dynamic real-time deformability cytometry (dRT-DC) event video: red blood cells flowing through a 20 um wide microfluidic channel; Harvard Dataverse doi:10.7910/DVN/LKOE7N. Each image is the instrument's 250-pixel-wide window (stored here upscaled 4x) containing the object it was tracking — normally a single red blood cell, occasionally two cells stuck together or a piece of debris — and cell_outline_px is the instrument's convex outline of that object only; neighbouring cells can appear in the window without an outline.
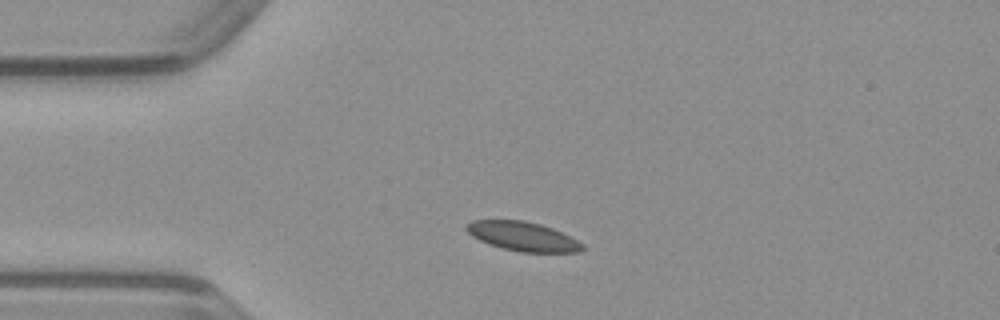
{"species": "common noctule bat (a hibernating species)", "species_latin": "Nyctalus noctula", "temperature_condition": "warm", "stored_images_in_passage": 39, "camera_frame_rate_fps": 3000, "um_per_image_px": 0.085, "animal": {"sex": "male", "body_mass_g": 23.1, "forearm_length_mm": 52.7}, "frame": {"image": 1, "passage_image": 1, "time_ms": 0.0, "image_size_px": [1000, 320], "cell_outline_px": [[584, 248], [580, 252], [520, 252], [500, 248], [488, 244], [472, 236], [464, 228], [464, 224], [472, 220], [524, 220], [540, 224], [552, 228], [584, 244]], "centroid_in_image_um": [44.39, 20.09], "position_along_channel_um": 40.6, "area_um2": 19.77}}
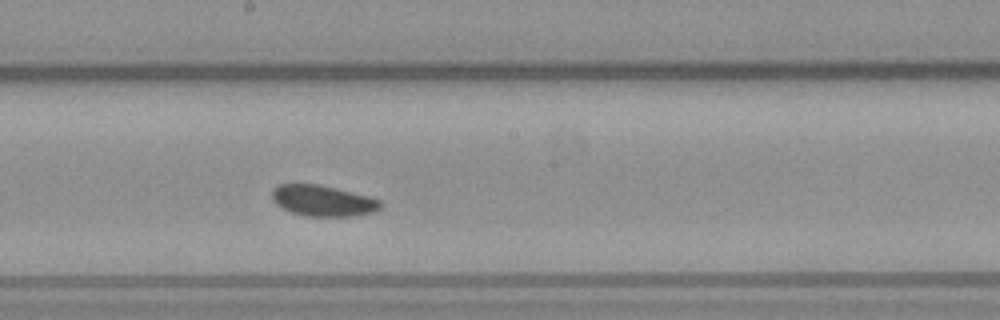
{"frame": {"image": 2, "passage_image": 16, "time_ms": 5.0, "image_size_px": [1000, 320], "cell_outline_px": [[384, 204], [376, 212], [352, 216], [304, 216], [292, 212], [276, 204], [272, 200], [272, 188], [280, 184], [320, 184], [368, 196], [380, 200]], "centroid_in_image_um": [27.46, 17.06], "position_along_channel_um": 220.7, "area_um2": 19.65}}
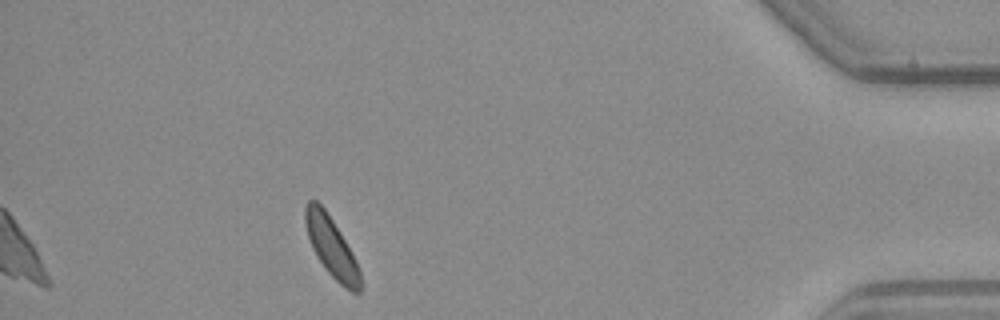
{"frame": {"image": 3, "passage_image": 34, "time_ms": 11.0, "image_size_px": [1000, 320], "cell_outline_px": [[360, 292], [352, 292], [340, 284], [324, 268], [316, 256], [312, 248], [308, 236], [304, 220], [304, 208], [308, 200], [316, 200], [324, 208], [340, 232], [356, 260], [360, 272]], "centroid_in_image_um": [28.15, 20.98], "position_along_channel_um": 407.1, "area_um2": 18.96}}